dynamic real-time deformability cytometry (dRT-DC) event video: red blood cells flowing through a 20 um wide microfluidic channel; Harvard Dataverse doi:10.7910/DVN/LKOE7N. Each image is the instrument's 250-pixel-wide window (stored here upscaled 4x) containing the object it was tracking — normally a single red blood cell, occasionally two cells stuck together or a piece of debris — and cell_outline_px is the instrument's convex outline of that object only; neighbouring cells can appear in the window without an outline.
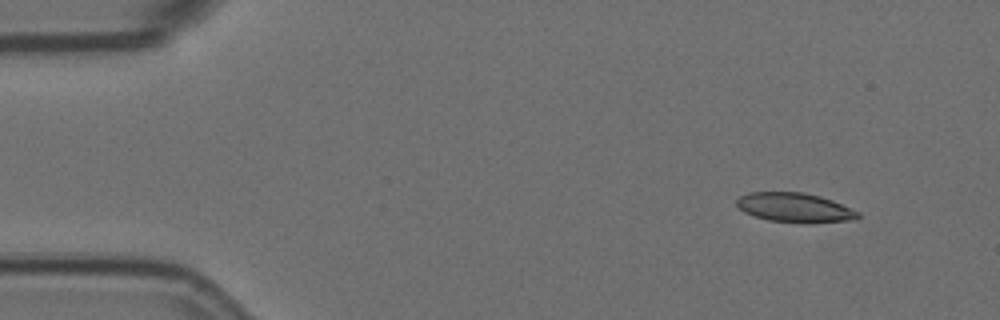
{"species": "Egyptian fruit bat (a non-hibernating species)", "species_latin": "Rousettus aegyptiacus", "temperature_condition": "room temperature", "stored_images_in_passage": 5, "camera_frame_rate_fps": 3000, "um_per_image_px": 0.085, "animal": {"sex": "female"}, "frame": {"image": 1, "passage_image": 2, "time_ms": 0.333, "image_size_px": [1000, 320], "cell_outline_px": [[860, 216], [856, 220], [808, 224], [804, 224], [768, 220], [744, 212], [736, 204], [736, 200], [740, 196], [752, 192], [804, 192], [820, 196], [832, 200], [860, 212]], "centroid_in_image_um": [67.6, 17.66], "position_along_channel_um": 17.4, "area_um2": 21.04}}
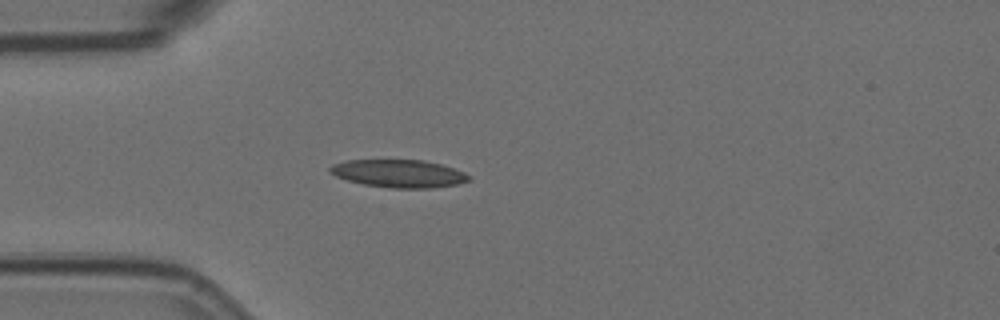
{"frame": {"image": 2, "passage_image": 5, "time_ms": 1.333, "image_size_px": [1000, 320], "cell_outline_px": [[472, 176], [468, 180], [456, 184], [432, 188], [392, 188], [364, 184], [348, 180], [336, 176], [328, 172], [328, 168], [332, 164], [348, 160], [424, 160], [440, 164], [464, 172]], "centroid_in_image_um": [33.87, 14.74], "position_along_channel_um": 51.1, "area_um2": 22.37}}